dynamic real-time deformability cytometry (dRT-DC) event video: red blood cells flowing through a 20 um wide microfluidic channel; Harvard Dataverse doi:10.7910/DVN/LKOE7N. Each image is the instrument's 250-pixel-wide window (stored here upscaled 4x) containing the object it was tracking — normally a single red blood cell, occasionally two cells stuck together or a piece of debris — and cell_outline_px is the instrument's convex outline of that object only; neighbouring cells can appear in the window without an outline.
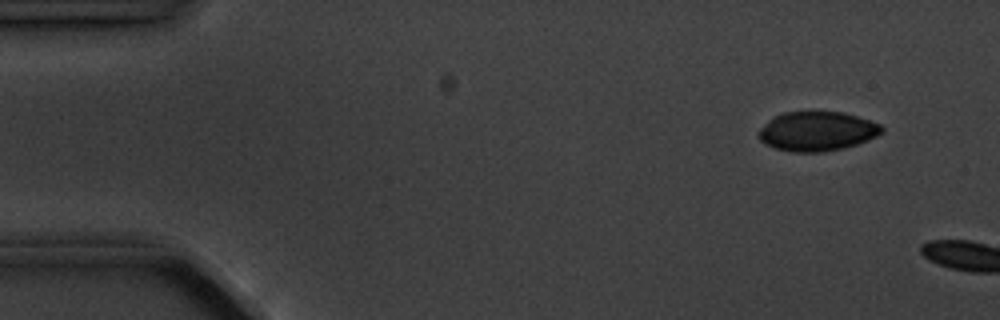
{"species": "common noctule bat (a hibernating species)", "species_latin": "Nyctalus noctula", "temperature_condition": "cold", "stored_images_in_passage": 2, "camera_frame_rate_fps": 3000, "um_per_image_px": 0.085, "animal": {"sex": "male", "body_mass_g": 20.1, "forearm_length_mm": 53.5}, "frame": {"image": 1, "passage_image": 1, "time_ms": 0.0, "image_size_px": [1000, 320], "cell_outline_px": [[884, 132], [868, 140], [844, 148], [824, 152], [792, 152], [776, 148], [764, 144], [756, 136], [756, 132], [772, 116], [784, 112], [844, 112], [880, 124], [884, 128]], "centroid_in_image_um": [69.41, 11.16], "position_along_channel_um": 15.6, "area_um2": 28.5}}